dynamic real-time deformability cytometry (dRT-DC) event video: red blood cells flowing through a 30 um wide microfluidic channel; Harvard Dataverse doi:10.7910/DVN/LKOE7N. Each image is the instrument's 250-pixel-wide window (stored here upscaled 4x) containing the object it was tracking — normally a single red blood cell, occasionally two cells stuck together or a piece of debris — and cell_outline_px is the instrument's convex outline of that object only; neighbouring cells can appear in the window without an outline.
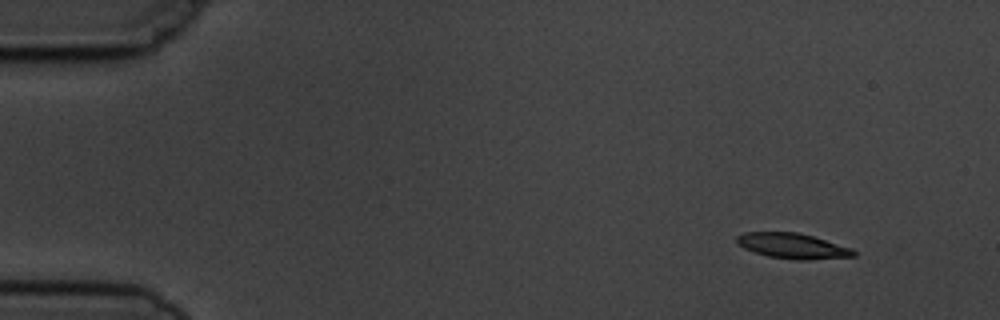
{"species": "common noctule bat (a hibernating species)", "species_latin": "Nyctalus noctula", "temperature_condition": "cold", "stored_images_in_passage": 4, "camera_frame_rate_fps": 3000, "um_per_image_px": 0.085, "animal": {"sex": "male", "body_mass_g": 19.5, "forearm_length_mm": 54.6}, "frame": {"image": 1, "passage_image": 1, "time_ms": 0.0, "image_size_px": [1000, 320], "cell_outline_px": [[856, 256], [808, 260], [796, 260], [768, 256], [744, 248], [736, 244], [736, 236], [744, 232], [796, 232], [812, 236], [852, 248], [856, 252]], "centroid_in_image_um": [67.36, 20.9], "position_along_channel_um": 17.6, "area_um2": 17.22}}
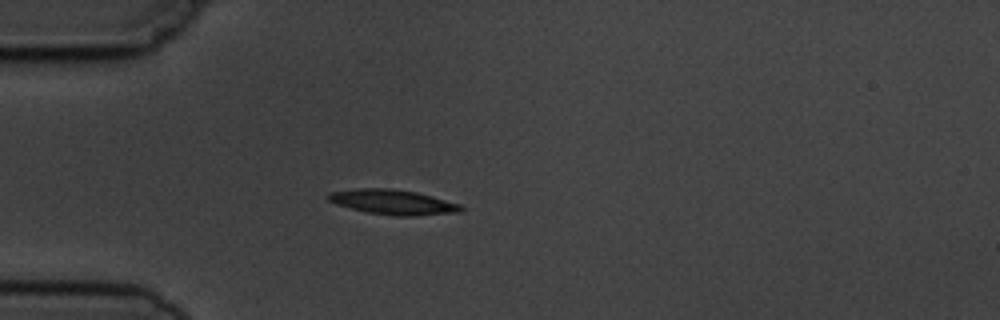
{"frame": {"image": 2, "passage_image": 4, "time_ms": 3.333, "image_size_px": [1000, 320], "cell_outline_px": [[464, 208], [460, 212], [412, 216], [396, 216], [368, 212], [336, 204], [328, 200], [328, 196], [332, 192], [360, 188], [388, 188], [416, 192], [432, 196], [460, 204]], "centroid_in_image_um": [33.44, 17.18], "position_along_channel_um": 51.6, "area_um2": 18.96}}